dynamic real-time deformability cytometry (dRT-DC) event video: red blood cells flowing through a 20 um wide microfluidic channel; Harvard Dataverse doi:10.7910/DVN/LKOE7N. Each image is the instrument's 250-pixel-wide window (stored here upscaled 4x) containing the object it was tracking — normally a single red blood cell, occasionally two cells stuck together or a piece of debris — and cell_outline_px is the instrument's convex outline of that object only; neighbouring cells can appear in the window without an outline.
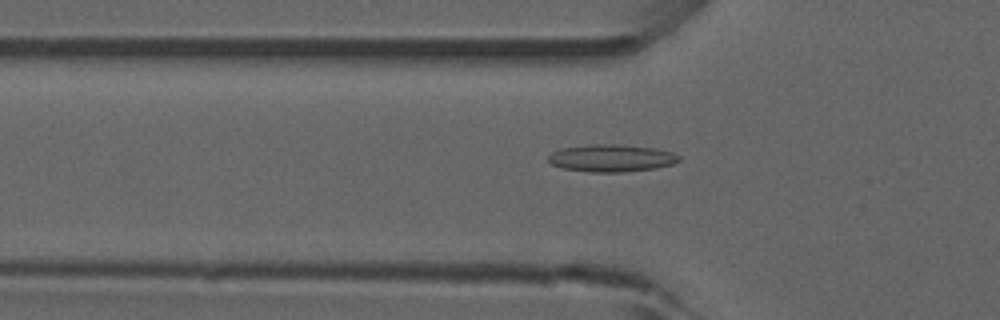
{"species": "common noctule bat (a hibernating species)", "species_latin": "Nyctalus noctula", "temperature_condition": "room temperature", "stored_images_in_passage": 10, "camera_frame_rate_fps": 3000, "um_per_image_px": 0.085, "animal": {"sex": "male", "forearm_length_mm": 52.5}, "frame": {"image": 1, "passage_image": 8, "time_ms": 2.333, "image_size_px": [1000, 320], "cell_outline_px": [[680, 160], [672, 164], [656, 168], [624, 172], [592, 172], [560, 168], [552, 164], [548, 160], [548, 156], [552, 152], [560, 148], [588, 144], [616, 144], [652, 148], [672, 152], [680, 156]], "centroid_in_image_um": [51.94, 13.44], "position_along_channel_um": 73.9, "area_um2": 20.87}}